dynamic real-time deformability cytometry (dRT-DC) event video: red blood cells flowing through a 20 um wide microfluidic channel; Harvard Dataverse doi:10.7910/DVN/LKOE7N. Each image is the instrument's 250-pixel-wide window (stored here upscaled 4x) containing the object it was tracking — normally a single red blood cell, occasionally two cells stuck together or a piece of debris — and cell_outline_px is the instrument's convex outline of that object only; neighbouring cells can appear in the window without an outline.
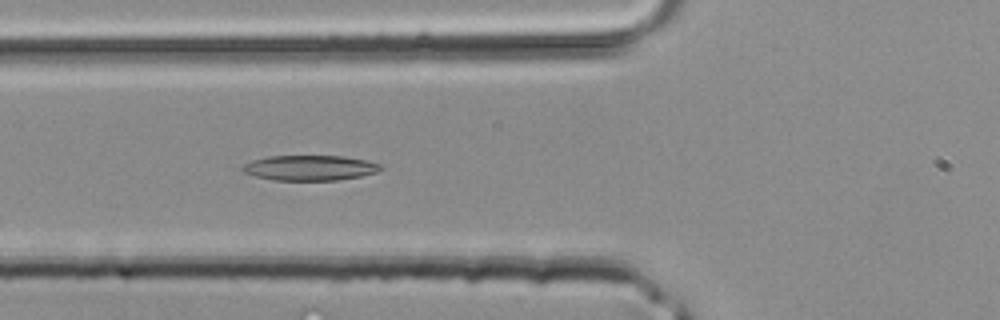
{"species": "common noctule bat (a hibernating species)", "species_latin": "Nyctalus noctula", "temperature_condition": "room temperature", "stored_images_in_passage": 35, "camera_frame_rate_fps": 3000, "um_per_image_px": 0.085, "animal": {"sex": "male", "body_mass_g": 20.4}, "frame": {"image": 1, "passage_image": 11, "time_ms": 3.333, "image_size_px": [1000, 320], "cell_outline_px": [[384, 168], [376, 172], [360, 176], [336, 180], [272, 180], [256, 176], [244, 172], [240, 168], [244, 164], [252, 160], [268, 156], [340, 156], [364, 160], [380, 164]], "centroid_in_image_um": [26.31, 14.27], "position_along_channel_um": 99.5, "area_um2": 20.11}}
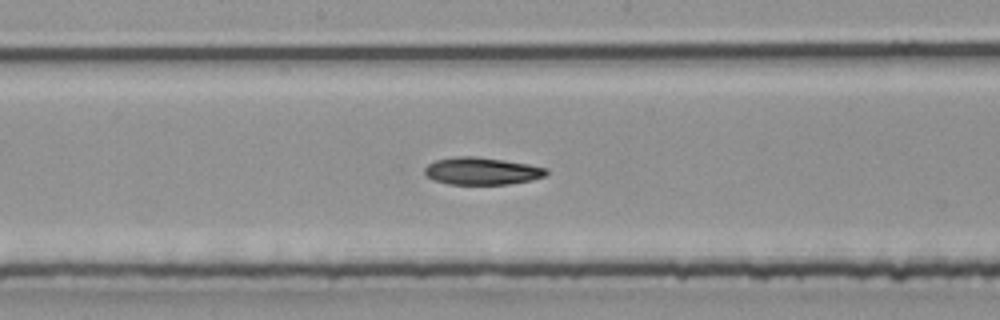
{"frame": {"image": 2, "passage_image": 17, "time_ms": 5.333, "image_size_px": [1000, 320], "cell_outline_px": [[548, 172], [544, 176], [532, 180], [508, 184], [448, 184], [432, 180], [424, 172], [424, 168], [428, 164], [436, 160], [456, 156], [476, 156], [504, 160], [528, 164], [548, 168]], "centroid_in_image_um": [40.95, 14.53], "position_along_channel_um": 207.3, "area_um2": 19.42}}
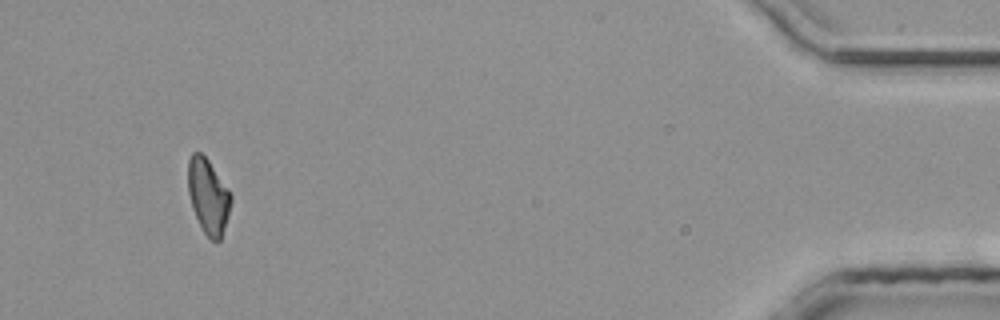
{"frame": {"image": 3, "passage_image": 33, "time_ms": 10.667, "image_size_px": [1000, 320], "cell_outline_px": [[232, 200], [228, 216], [220, 240], [216, 244], [204, 232], [192, 208], [188, 192], [188, 160], [192, 152], [200, 152], [208, 160], [228, 188], [232, 196]], "centroid_in_image_um": [17.7, 16.67], "position_along_channel_um": 417.5, "area_um2": 18.67}}